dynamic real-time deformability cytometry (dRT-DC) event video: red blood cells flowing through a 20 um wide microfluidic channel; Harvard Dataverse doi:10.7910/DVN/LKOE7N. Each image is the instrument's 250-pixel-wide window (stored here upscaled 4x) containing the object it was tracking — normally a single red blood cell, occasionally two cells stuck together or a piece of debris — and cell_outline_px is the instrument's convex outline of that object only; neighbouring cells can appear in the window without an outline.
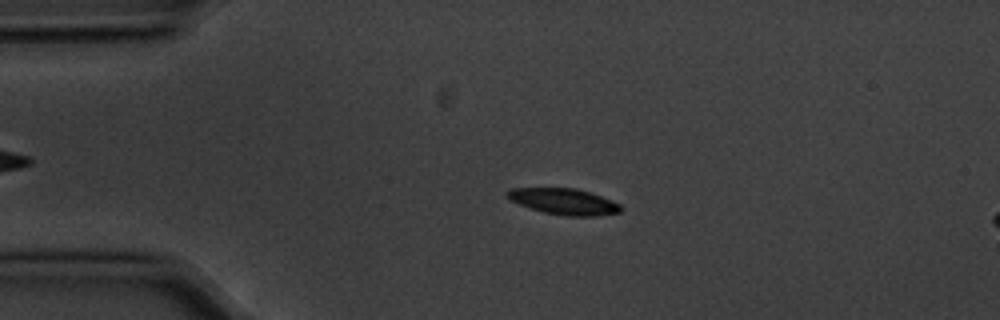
{"species": "common noctule bat (a hibernating species)", "species_latin": "Nyctalus noctula", "temperature_condition": "cold", "stored_images_in_passage": 5, "segment_of_instrument_passage": [1, 2], "camera_frame_rate_fps": 3000, "um_per_image_px": 0.085, "animal": {"sex": "male", "body_mass_g": 20.1, "forearm_length_mm": 53.5}, "frame": {"image": 1, "passage_image": 3, "time_ms": 0.667, "image_size_px": [1000, 320], "cell_outline_px": [[624, 208], [620, 212], [596, 216], [564, 216], [544, 212], [520, 204], [504, 196], [504, 192], [512, 188], [576, 188], [600, 196], [620, 204]], "centroid_in_image_um": [47.93, 17.13], "position_along_channel_um": 37.1, "area_um2": 17.17}}